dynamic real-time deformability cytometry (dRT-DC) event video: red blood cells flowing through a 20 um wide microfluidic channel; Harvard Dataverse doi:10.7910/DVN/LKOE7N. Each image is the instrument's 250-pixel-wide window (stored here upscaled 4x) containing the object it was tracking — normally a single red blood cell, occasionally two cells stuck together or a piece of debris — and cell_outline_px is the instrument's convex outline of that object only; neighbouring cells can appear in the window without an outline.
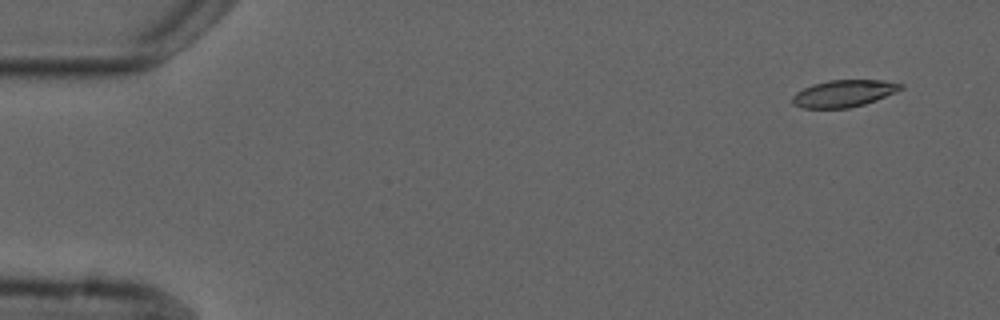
{"species": "common noctule bat (a hibernating species)", "species_latin": "Nyctalus noctula", "temperature_condition": "cold", "stored_images_in_passage": 5, "camera_frame_rate_fps": 3000, "um_per_image_px": 0.085, "animal": {"sex": "male", "forearm_length_mm": 52.5}, "frame": {"image": 1, "passage_image": 2, "time_ms": 1.0, "image_size_px": [1000, 320], "cell_outline_px": [[904, 88], [896, 92], [876, 100], [864, 104], [848, 108], [804, 108], [792, 104], [792, 96], [796, 92], [812, 84], [828, 80], [884, 80], [904, 84]], "centroid_in_image_um": [71.73, 7.93], "position_along_channel_um": 13.3, "area_um2": 17.11}}
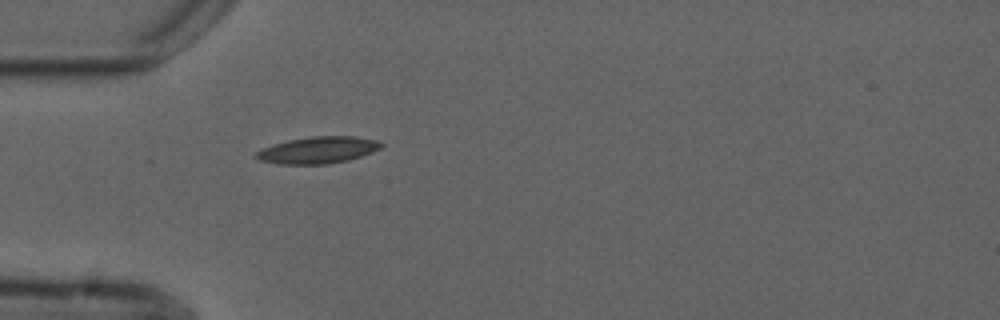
{"frame": {"image": 2, "passage_image": 5, "time_ms": 5.333, "image_size_px": [1000, 320], "cell_outline_px": [[384, 144], [380, 148], [372, 152], [348, 160], [328, 164], [276, 164], [260, 160], [252, 156], [256, 152], [264, 148], [288, 140], [312, 136], [356, 136], [376, 140]], "centroid_in_image_um": [27.02, 12.76], "position_along_channel_um": 58.0, "area_um2": 19.42}}